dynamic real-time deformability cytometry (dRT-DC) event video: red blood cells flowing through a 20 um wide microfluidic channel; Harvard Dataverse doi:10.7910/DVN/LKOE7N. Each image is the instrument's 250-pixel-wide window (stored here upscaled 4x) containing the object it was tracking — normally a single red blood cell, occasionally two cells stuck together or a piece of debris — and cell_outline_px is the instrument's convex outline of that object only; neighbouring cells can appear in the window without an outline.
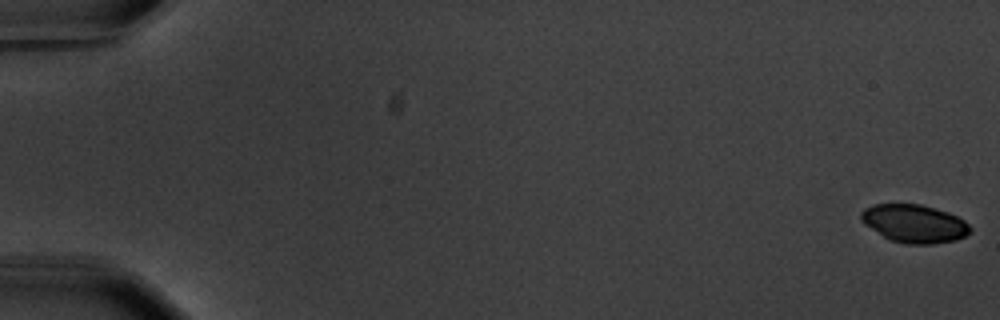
{"species": "common noctule bat (a hibernating species)", "species_latin": "Nyctalus noctula", "temperature_condition": "warm", "stored_images_in_passage": 58, "camera_frame_rate_fps": 3000, "um_per_image_px": 0.085, "animal": {"sex": "male", "body_mass_g": 20.1, "forearm_length_mm": 53.5}, "frame": {"image": 1, "passage_image": 1, "time_ms": 0.0, "image_size_px": [1000, 320], "cell_outline_px": [[972, 228], [964, 236], [956, 240], [932, 244], [904, 244], [888, 240], [864, 224], [860, 220], [860, 212], [864, 208], [872, 204], [920, 204], [948, 212], [964, 220]], "centroid_in_image_um": [77.67, 19.01], "position_along_channel_um": 7.3, "area_um2": 24.39}}
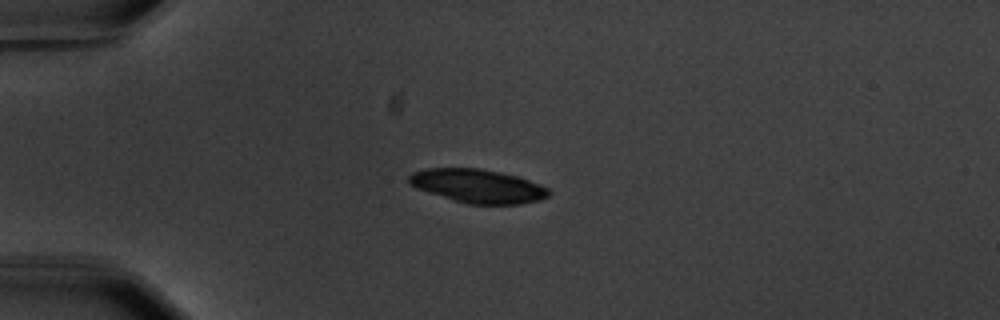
{"frame": {"image": 2, "passage_image": 16, "time_ms": 5.0, "image_size_px": [1000, 320], "cell_outline_px": [[552, 192], [548, 196], [540, 200], [520, 204], [468, 204], [416, 188], [408, 184], [408, 176], [412, 172], [428, 168], [480, 168], [500, 172], [516, 176], [540, 184], [548, 188]], "centroid_in_image_um": [40.62, 15.81], "position_along_channel_um": 44.4, "area_um2": 27.34}}
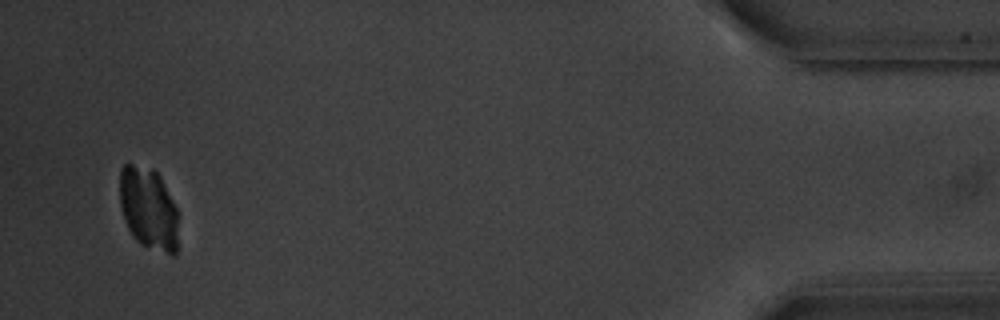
{"frame": {"image": 3, "passage_image": 56, "time_ms": 18.333, "image_size_px": [1000, 320], "cell_outline_px": [[176, 256], [172, 256], [140, 244], [132, 236], [124, 220], [120, 204], [120, 168], [124, 164], [132, 164], [152, 168], [160, 176], [176, 208]], "centroid_in_image_um": [12.59, 17.72], "position_along_channel_um": 422.6, "area_um2": 27.98}}